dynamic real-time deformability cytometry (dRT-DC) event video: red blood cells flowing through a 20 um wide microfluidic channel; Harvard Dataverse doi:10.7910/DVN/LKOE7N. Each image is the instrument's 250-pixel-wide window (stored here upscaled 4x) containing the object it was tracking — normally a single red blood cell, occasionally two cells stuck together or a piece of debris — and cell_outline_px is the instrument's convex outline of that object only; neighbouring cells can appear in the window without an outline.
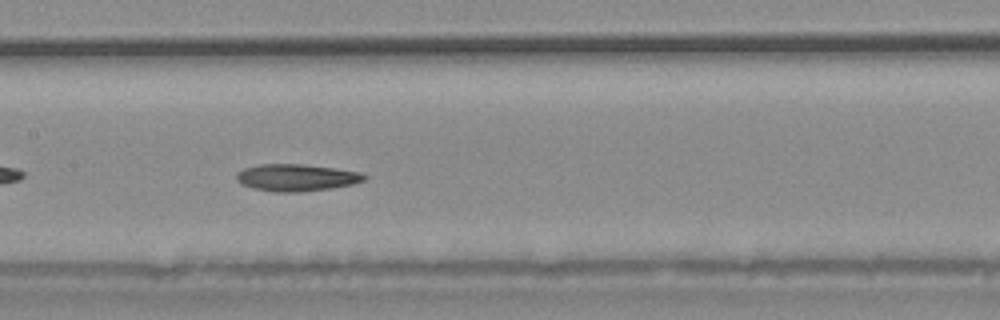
{"species": "common noctule bat (a hibernating species)", "species_latin": "Nyctalus noctula", "temperature_condition": "warm", "stored_images_in_passage": 28, "camera_frame_rate_fps": 3000, "um_per_image_px": 0.085, "animal": {"sex": "male", "body_mass_g": 20.4}, "frame": {"image": 1, "passage_image": 9, "time_ms": 2.667, "image_size_px": [1000, 320], "cell_outline_px": [[368, 176], [364, 180], [352, 184], [328, 188], [300, 192], [276, 192], [252, 188], [240, 184], [236, 180], [236, 172], [244, 168], [260, 164], [300, 164], [332, 168], [360, 172]], "centroid_in_image_um": [25.13, 15.09], "position_along_channel_um": 182.3, "area_um2": 20.0}}